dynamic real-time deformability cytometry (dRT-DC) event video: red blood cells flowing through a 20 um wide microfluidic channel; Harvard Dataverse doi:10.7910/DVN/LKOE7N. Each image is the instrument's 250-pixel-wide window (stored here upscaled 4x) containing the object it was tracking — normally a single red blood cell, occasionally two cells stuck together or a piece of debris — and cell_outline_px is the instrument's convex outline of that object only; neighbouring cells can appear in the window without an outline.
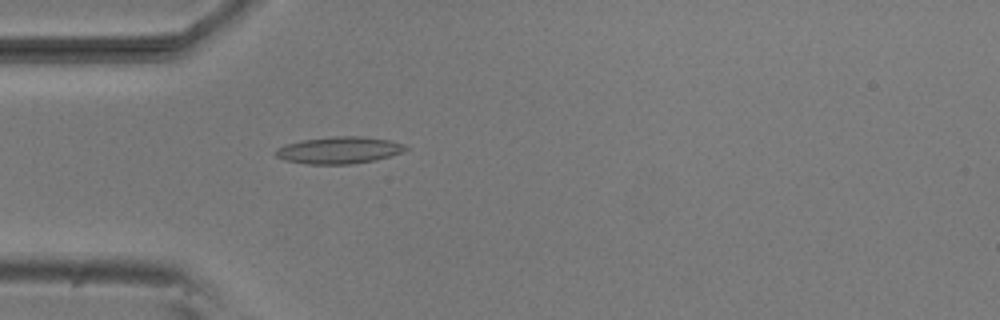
{"species": "common noctule bat (a hibernating species)", "species_latin": "Nyctalus noctula", "temperature_condition": "room temperature", "stored_images_in_passage": 38, "camera_frame_rate_fps": 3000, "um_per_image_px": 0.085, "animal": {"sex": "male", "body_mass_g": 20.5, "forearm_length_mm": 52.5}, "frame": {"image": 1, "passage_image": 1, "time_ms": 0.0, "image_size_px": [1000, 320], "cell_outline_px": [[408, 148], [400, 152], [376, 160], [352, 164], [308, 164], [284, 160], [276, 156], [276, 148], [300, 140], [332, 136], [360, 136], [388, 140], [404, 144]], "centroid_in_image_um": [28.79, 12.76], "position_along_channel_um": 56.2, "area_um2": 20.23}}
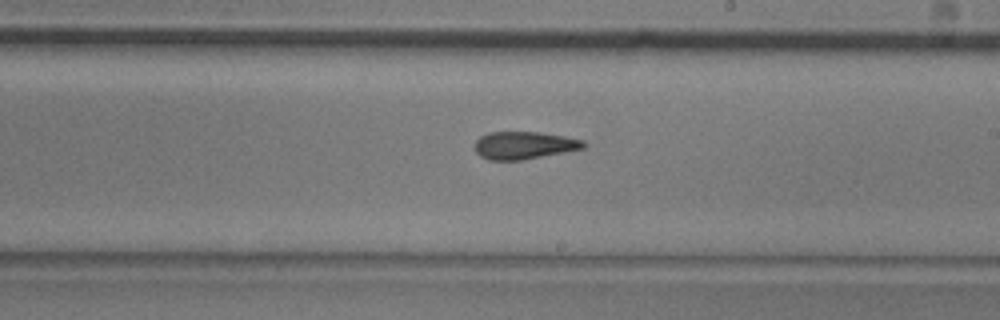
{"frame": {"image": 2, "passage_image": 16, "time_ms": 5.0, "image_size_px": [1000, 320], "cell_outline_px": [[588, 144], [584, 148], [524, 160], [488, 160], [480, 156], [476, 152], [476, 140], [480, 136], [488, 132], [536, 132], [564, 136], [584, 140]], "centroid_in_image_um": [44.55, 12.35], "position_along_channel_um": 244.4, "area_um2": 17.51}}
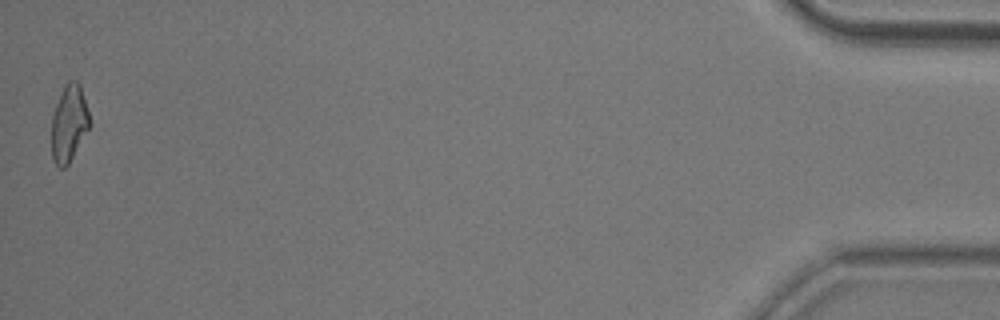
{"frame": {"image": 3, "passage_image": 38, "time_ms": 12.333, "image_size_px": [1000, 320], "cell_outline_px": [[92, 124], [68, 164], [64, 168], [60, 168], [56, 164], [52, 156], [52, 116], [56, 104], [64, 84], [68, 80], [76, 80], [80, 84]], "centroid_in_image_um": [5.88, 10.46], "position_along_channel_um": 429.3, "area_um2": 17.05}, "authors_computed_cell_mechanics": {"area_um2": 17.6868, "velocity_mm_per_s": 3.8397, "shape_relaxation_time_tau1_ms": 6.0389, "shape_relaxation_time_tau2_ms": 2.7707, "deformation_change_tau1": 0.1619, "deformation_change_tau2": 0.1026}}